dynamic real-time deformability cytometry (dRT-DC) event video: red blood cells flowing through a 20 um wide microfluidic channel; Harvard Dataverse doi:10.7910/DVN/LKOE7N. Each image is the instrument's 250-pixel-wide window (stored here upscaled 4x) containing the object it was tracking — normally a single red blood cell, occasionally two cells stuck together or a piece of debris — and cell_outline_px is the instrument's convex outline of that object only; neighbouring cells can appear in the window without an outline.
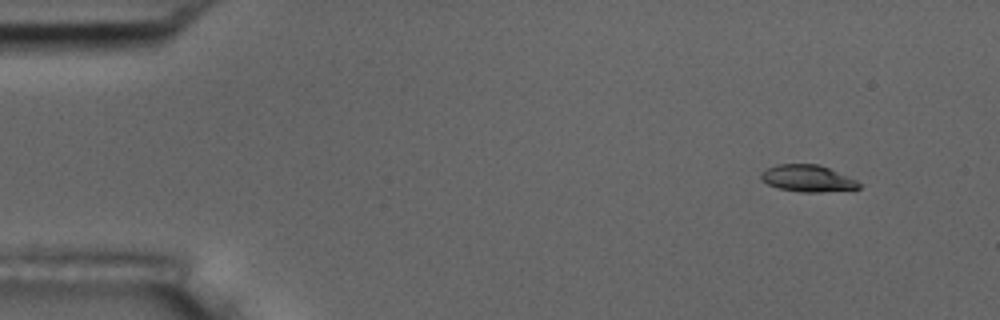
{"species": "common noctule bat (a hibernating species)", "species_latin": "Nyctalus noctula", "temperature_condition": "room temperature", "stored_images_in_passage": 9, "camera_frame_rate_fps": 3000, "um_per_image_px": 0.085, "animal": {"sex": "male", "body_mass_g": 17.5, "forearm_length_mm": 52.3}, "frame": {"image": 1, "passage_image": 1, "time_ms": 0.0, "image_size_px": [1000, 320], "cell_outline_px": [[860, 188], [820, 192], [800, 192], [776, 188], [760, 180], [760, 172], [776, 164], [820, 164], [856, 180], [860, 184]], "centroid_in_image_um": [68.59, 15.16], "position_along_channel_um": 16.4, "area_um2": 15.32}}
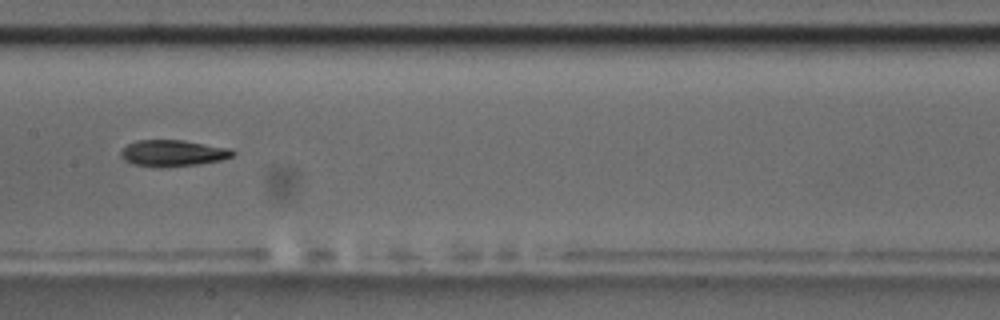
{"frame": {"image": 2, "passage_image": 7, "time_ms": 7.667, "image_size_px": [1000, 320], "cell_outline_px": [[236, 152], [232, 156], [220, 160], [200, 164], [160, 168], [132, 164], [124, 160], [120, 156], [120, 152], [128, 144], [136, 140], [184, 140], [228, 148]], "centroid_in_image_um": [14.66, 13.02], "position_along_channel_um": 192.7, "area_um2": 17.28}}
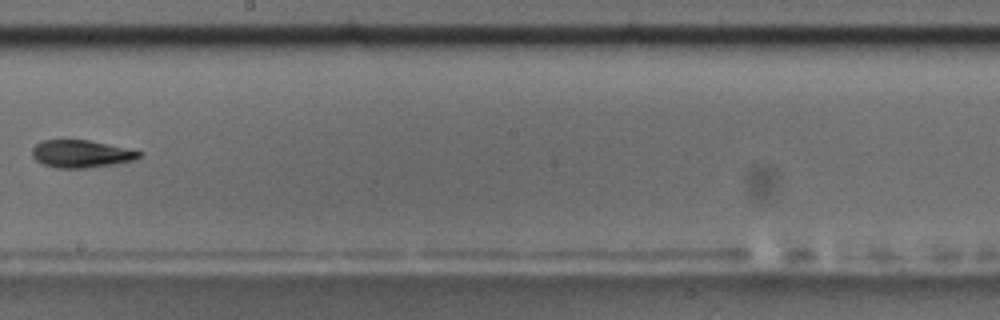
{"frame": {"image": 3, "passage_image": 8, "time_ms": 9.0, "image_size_px": [1000, 320], "cell_outline_px": [[144, 152], [140, 156], [132, 160], [112, 164], [88, 168], [56, 168], [44, 164], [36, 160], [32, 156], [32, 148], [36, 144], [44, 140], [88, 140], [108, 144]], "centroid_in_image_um": [6.88, 13.07], "position_along_channel_um": 241.3, "area_um2": 16.99}}